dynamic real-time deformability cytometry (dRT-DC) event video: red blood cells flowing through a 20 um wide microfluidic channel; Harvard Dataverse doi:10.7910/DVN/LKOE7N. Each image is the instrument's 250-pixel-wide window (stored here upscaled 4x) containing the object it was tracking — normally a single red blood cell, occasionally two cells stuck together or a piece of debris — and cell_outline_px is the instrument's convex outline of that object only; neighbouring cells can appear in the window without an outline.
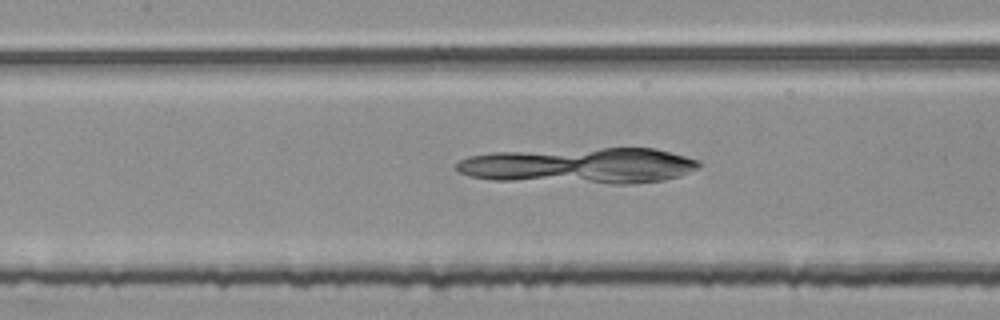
{"species": "common noctule bat (a hibernating species)", "species_latin": "Nyctalus noctula", "temperature_condition": "room temperature", "stored_images_in_passage": 50, "camera_frame_rate_fps": 3000, "um_per_image_px": 0.085, "animal": {"sex": "female", "body_mass_g": 25.1}, "frame": {"image": 1, "passage_image": 21, "time_ms": 6.667, "image_size_px": [1000, 320], "cell_outline_px": [[700, 168], [680, 176], [664, 180], [628, 184], [608, 184], [492, 180], [468, 176], [460, 172], [456, 168], [456, 164], [460, 160], [468, 156], [492, 152], [600, 148], [656, 148], [672, 152], [700, 160]], "centroid_in_image_um": [49.29, 14.08], "position_along_channel_um": 158.1, "area_um2": 51.38}}
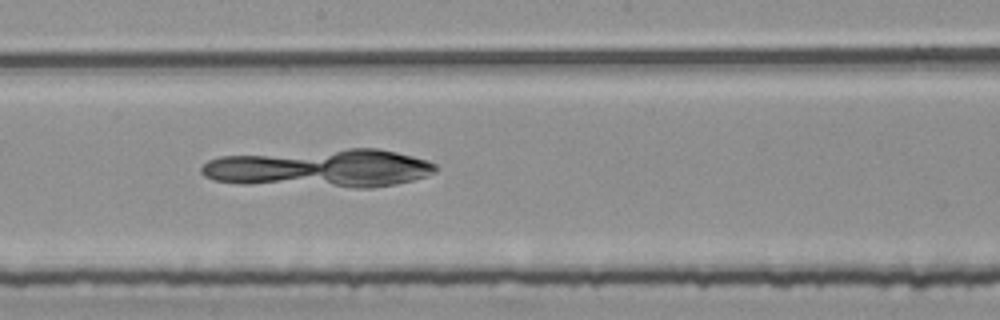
{"frame": {"image": 2, "passage_image": 26, "time_ms": 8.333, "image_size_px": [1000, 320], "cell_outline_px": [[436, 172], [428, 176], [396, 184], [372, 188], [356, 188], [244, 184], [216, 180], [204, 176], [200, 172], [200, 168], [208, 160], [220, 156], [348, 148], [380, 148], [428, 160], [436, 164]], "centroid_in_image_um": [27.23, 14.31], "position_along_channel_um": 221.0, "area_um2": 52.71}}
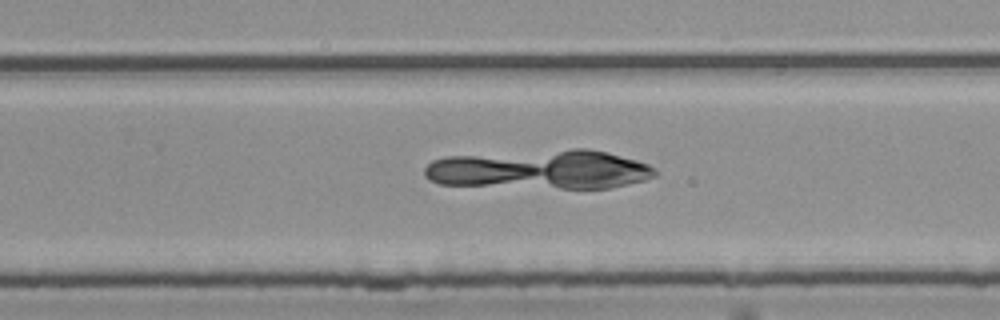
{"frame": {"image": 3, "passage_image": 31, "time_ms": 10.0, "image_size_px": [1000, 320], "cell_outline_px": [[660, 172], [656, 176], [644, 180], [628, 184], [608, 188], [560, 188], [440, 184], [428, 180], [424, 176], [424, 168], [432, 160], [444, 156], [572, 148], [588, 148], [608, 152], [636, 160], [648, 164]], "centroid_in_image_um": [45.91, 14.39], "position_along_channel_um": 283.9, "area_um2": 53.06}}